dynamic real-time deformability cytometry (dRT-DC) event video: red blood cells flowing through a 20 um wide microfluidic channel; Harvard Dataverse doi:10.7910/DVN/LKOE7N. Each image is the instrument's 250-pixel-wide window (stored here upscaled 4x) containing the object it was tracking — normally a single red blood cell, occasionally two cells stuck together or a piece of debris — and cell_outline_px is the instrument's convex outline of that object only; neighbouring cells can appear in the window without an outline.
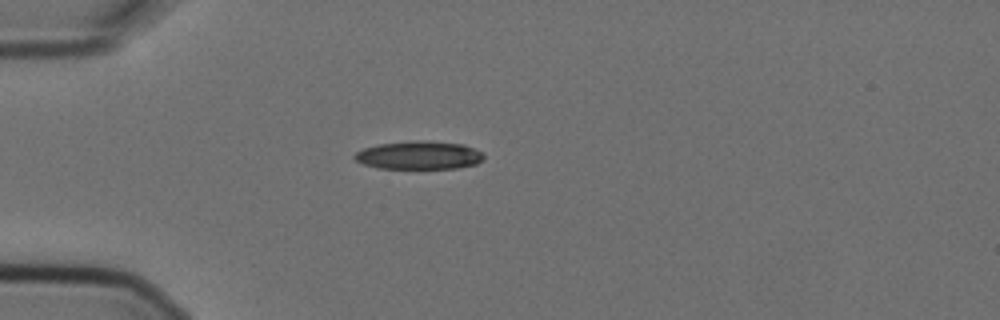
{"species": "Egyptian fruit bat (a non-hibernating species)", "species_latin": "Rousettus aegyptiacus", "temperature_condition": "cold", "stored_images_in_passage": 1, "camera_frame_rate_fps": 3000, "um_per_image_px": 0.085, "animal": {"sex": "female"}, "frame": {"image": 1, "passage_image": 1, "time_ms": 0.0, "image_size_px": [1000, 320], "cell_outline_px": [[484, 156], [476, 164], [456, 168], [376, 168], [364, 164], [356, 160], [352, 156], [356, 152], [364, 148], [376, 144], [416, 140], [428, 140], [464, 144], [480, 152]], "centroid_in_image_um": [35.57, 13.18], "position_along_channel_um": 49.4, "area_um2": 21.21}}